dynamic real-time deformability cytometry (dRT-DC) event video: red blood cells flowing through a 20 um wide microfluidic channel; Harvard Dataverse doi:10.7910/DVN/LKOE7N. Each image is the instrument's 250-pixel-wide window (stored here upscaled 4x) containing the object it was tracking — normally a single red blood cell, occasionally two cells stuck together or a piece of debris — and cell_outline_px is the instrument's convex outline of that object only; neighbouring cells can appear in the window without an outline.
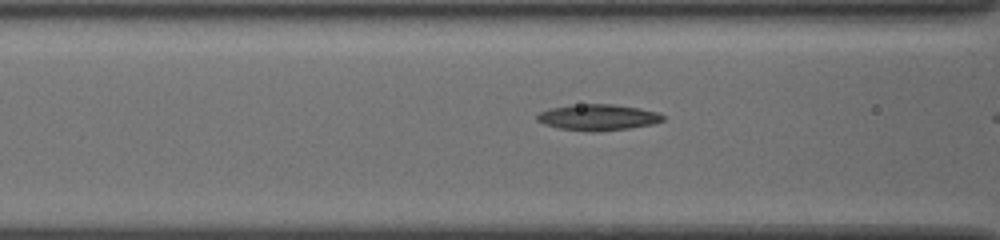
{"species": "common noctule bat (a hibernating species)", "species_latin": "Nyctalus noctula", "temperature_condition": "cold", "stored_images_in_passage": 5, "camera_frame_rate_fps": 3000, "um_per_image_px": 0.085, "animal": {"sex": "female", "body_mass_g": 19.5, "forearm_length_mm": 54.1}, "frame": {"image": 1, "passage_image": 3, "time_ms": 0.667, "image_size_px": [1000, 240], "cell_outline_px": [[664, 120], [652, 124], [628, 128], [592, 132], [588, 132], [560, 128], [544, 124], [536, 120], [536, 116], [540, 112], [548, 108], [580, 104], [612, 104], [640, 108], [660, 112], [664, 116]], "centroid_in_image_um": [50.83, 9.97], "position_along_channel_um": 115.8, "area_um2": 19.13}}